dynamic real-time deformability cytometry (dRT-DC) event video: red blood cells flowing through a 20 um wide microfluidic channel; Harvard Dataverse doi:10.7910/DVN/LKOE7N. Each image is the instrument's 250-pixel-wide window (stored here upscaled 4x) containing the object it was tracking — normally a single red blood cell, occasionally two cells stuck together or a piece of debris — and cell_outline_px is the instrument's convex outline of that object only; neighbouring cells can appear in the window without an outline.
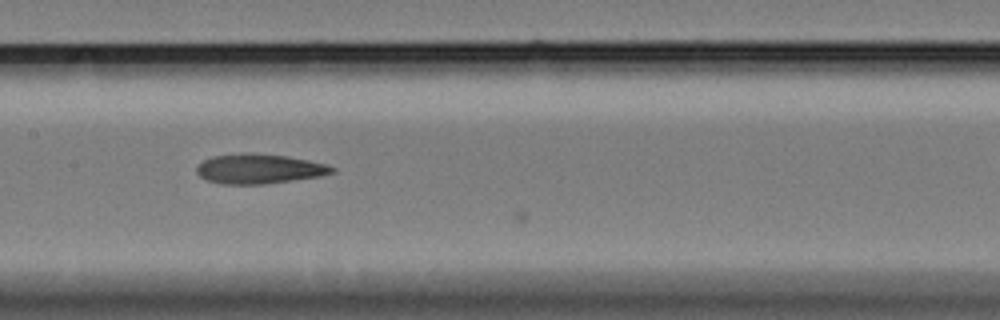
{"species": "Egyptian fruit bat (a non-hibernating species)", "species_latin": "Rousettus aegyptiacus", "temperature_condition": "cold", "stored_images_in_passage": 14, "camera_frame_rate_fps": 3000, "um_per_image_px": 0.085, "animal": {"sex": "female"}, "frame": {"image": 1, "passage_image": 13, "time_ms": 4.0, "image_size_px": [1000, 320], "cell_outline_px": [[336, 172], [320, 176], [264, 184], [220, 184], [208, 180], [200, 176], [196, 172], [196, 168], [204, 160], [212, 156], [240, 152], [252, 152], [284, 156], [308, 160], [328, 164], [336, 168]], "centroid_in_image_um": [22.03, 14.34], "position_along_channel_um": 185.4, "area_um2": 23.58}}